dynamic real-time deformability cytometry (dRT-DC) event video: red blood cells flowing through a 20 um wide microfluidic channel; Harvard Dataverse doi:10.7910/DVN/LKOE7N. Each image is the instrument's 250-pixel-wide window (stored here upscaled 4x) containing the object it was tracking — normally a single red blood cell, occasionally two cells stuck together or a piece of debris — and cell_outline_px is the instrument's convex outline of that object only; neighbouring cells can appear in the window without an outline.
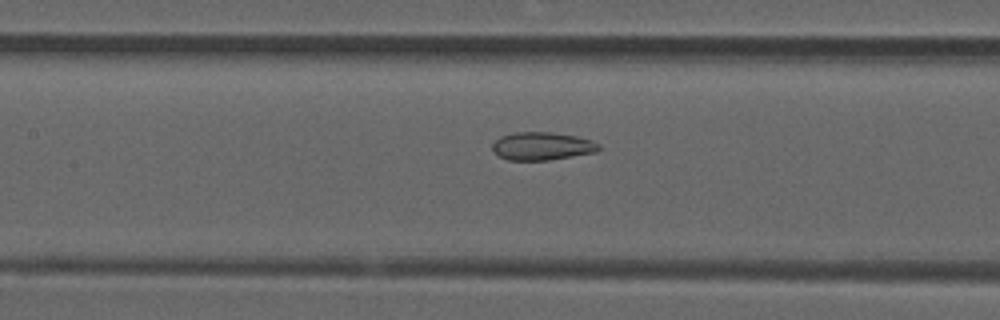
{"species": "common noctule bat (a hibernating species)", "species_latin": "Nyctalus noctula", "temperature_condition": "room temperature", "stored_images_in_passage": 40, "camera_frame_rate_fps": 3000, "um_per_image_px": 0.085, "animal": {"sex": "male", "forearm_length_mm": 52.5}, "frame": {"image": 1, "passage_image": 11, "time_ms": 3.333, "image_size_px": [1000, 320], "cell_outline_px": [[600, 148], [596, 152], [548, 160], [508, 160], [500, 156], [492, 148], [492, 144], [500, 136], [516, 132], [552, 132], [576, 136], [592, 140], [600, 144]], "centroid_in_image_um": [46.09, 12.41], "position_along_channel_um": 161.3, "area_um2": 17.28}}
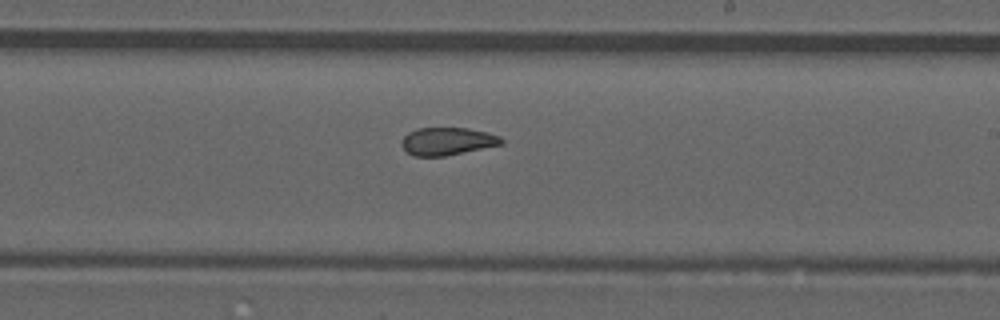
{"frame": {"image": 2, "passage_image": 18, "time_ms": 5.667, "image_size_px": [1000, 320], "cell_outline_px": [[504, 144], [444, 156], [412, 156], [400, 144], [400, 140], [408, 132], [416, 128], [468, 128], [488, 132], [500, 136], [504, 140]], "centroid_in_image_um": [38.02, 12.0], "position_along_channel_um": 251.0, "area_um2": 16.24}}
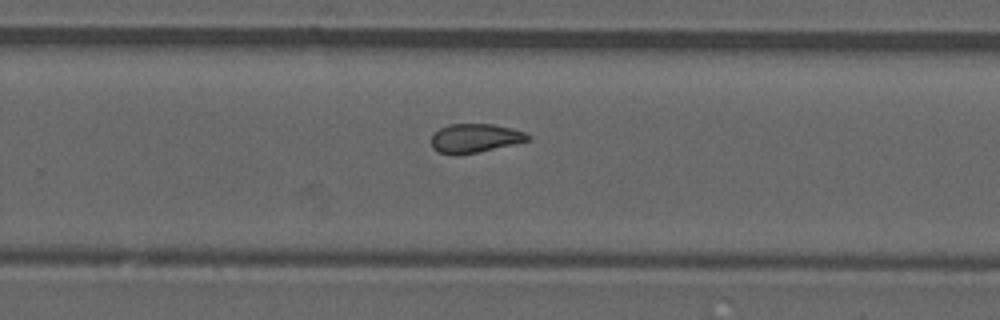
{"frame": {"image": 3, "passage_image": 21, "time_ms": 6.667, "image_size_px": [1000, 320], "cell_outline_px": [[532, 136], [528, 140], [512, 144], [476, 152], [456, 156], [452, 156], [436, 152], [432, 148], [432, 136], [440, 128], [448, 124], [492, 124], [524, 132]], "centroid_in_image_um": [40.3, 11.76], "position_along_channel_um": 289.5, "area_um2": 16.13}, "authors_computed_cell_mechanics": {"area_um2": 17.1666, "velocity_mm_per_s": 3.8669, "shape_relaxation_time_tau1_ms": null, "shape_relaxation_time_tau2_ms": 1.8997, "deformation_change_tau1": null, "deformation_change_tau2": 0.0726}}